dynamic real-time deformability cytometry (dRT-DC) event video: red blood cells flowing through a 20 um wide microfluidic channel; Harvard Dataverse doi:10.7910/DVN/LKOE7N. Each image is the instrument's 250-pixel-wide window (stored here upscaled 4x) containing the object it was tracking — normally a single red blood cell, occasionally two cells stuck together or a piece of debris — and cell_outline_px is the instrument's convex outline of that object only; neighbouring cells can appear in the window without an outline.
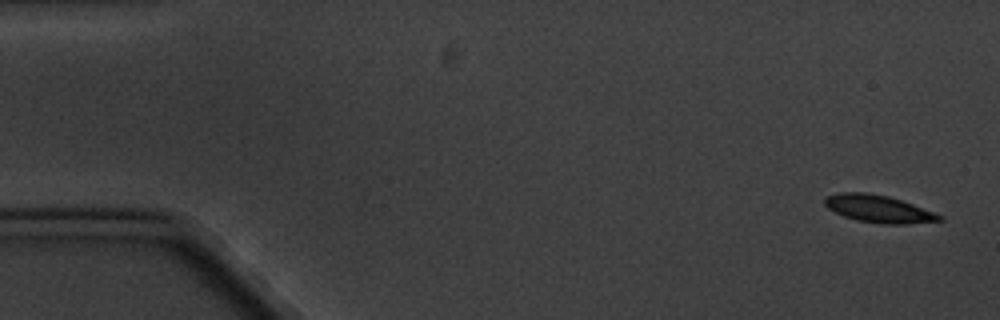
{"species": "common noctule bat (a hibernating species)", "species_latin": "Nyctalus noctula", "temperature_condition": "cold", "stored_images_in_passage": 3, "camera_frame_rate_fps": 3000, "um_per_image_px": 0.085, "animal": {"sex": "male", "body_mass_g": 20.1, "forearm_length_mm": 53.5}, "frame": {"image": 1, "passage_image": 1, "time_ms": 0.0, "image_size_px": [1000, 320], "cell_outline_px": [[944, 220], [904, 224], [880, 224], [856, 220], [844, 216], [828, 208], [824, 204], [824, 200], [828, 196], [840, 192], [868, 192], [888, 196], [912, 204], [944, 216]], "centroid_in_image_um": [74.68, 17.75], "position_along_channel_um": 10.3, "area_um2": 18.21}}